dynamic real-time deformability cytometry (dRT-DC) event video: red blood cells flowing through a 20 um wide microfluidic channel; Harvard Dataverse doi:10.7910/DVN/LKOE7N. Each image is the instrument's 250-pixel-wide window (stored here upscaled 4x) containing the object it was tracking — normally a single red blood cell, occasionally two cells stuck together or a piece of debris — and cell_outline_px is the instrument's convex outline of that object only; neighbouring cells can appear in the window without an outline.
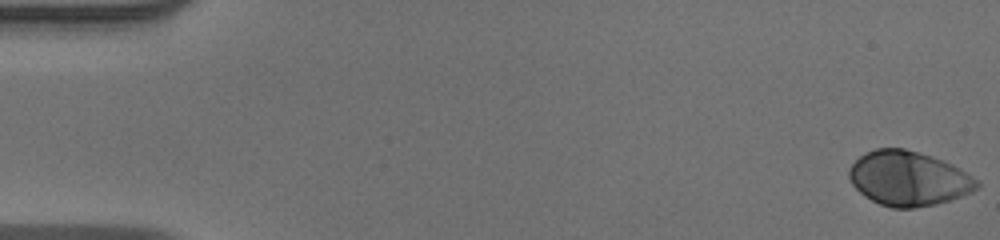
{"species": "human", "species_latin": "Homo sapiens", "temperature_condition": "warm", "stored_images_in_passage": 52, "camera_frame_rate_fps": 3000, "um_per_image_px": 0.085, "donor": {"sex": "male"}, "frame": {"image": 1, "passage_image": 1, "time_ms": 0.0, "image_size_px": [1000, 240], "cell_outline_px": [[980, 184], [972, 192], [936, 204], [912, 208], [892, 208], [880, 204], [864, 196], [852, 184], [848, 176], [848, 168], [864, 152], [876, 148], [904, 148], [952, 164], [960, 168], [980, 180]], "centroid_in_image_um": [77.2, 15.17], "position_along_channel_um": 7.8, "area_um2": 40.52}}
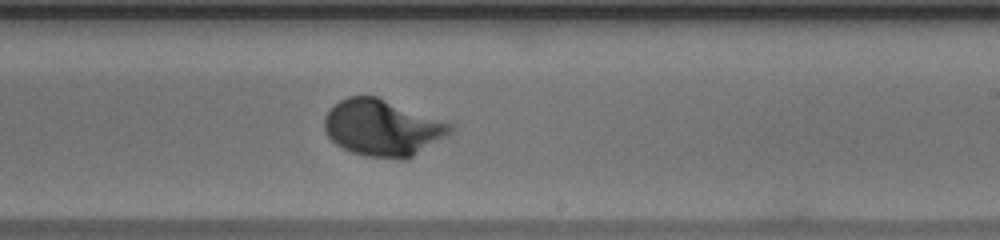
{"frame": {"image": 2, "passage_image": 32, "time_ms": 10.333, "image_size_px": [1000, 240], "cell_outline_px": [[452, 132], [412, 156], [404, 160], [400, 160], [364, 156], [352, 152], [336, 144], [328, 136], [324, 128], [324, 116], [328, 108], [340, 100], [348, 96], [376, 96], [452, 124]], "centroid_in_image_um": [32.45, 10.87], "position_along_channel_um": 256.5, "area_um2": 41.1}}
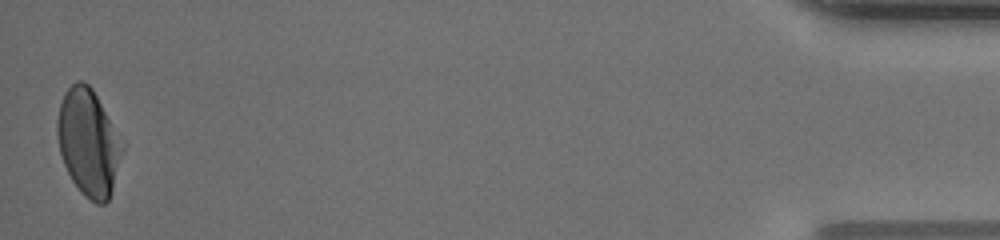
{"frame": {"image": 3, "passage_image": 52, "time_ms": 17.0, "image_size_px": [1000, 240], "cell_outline_px": [[124, 148], [112, 192], [108, 200], [104, 204], [96, 204], [84, 196], [80, 192], [72, 180], [64, 164], [60, 152], [56, 132], [56, 120], [60, 104], [64, 92], [76, 80], [84, 80], [92, 88]], "centroid_in_image_um": [7.49, 12.14], "position_along_channel_um": 427.7, "area_um2": 40.06}, "authors_computed_cell_mechanics": {"area_um2": 39.4196, "velocity_mm_per_s": 3.9239, "shape_relaxation_time_tau1_ms": 2.6607, "shape_relaxation_time_tau2_ms": null, "deformation_change_tau1": 0.1827, "deformation_change_tau2": null}}